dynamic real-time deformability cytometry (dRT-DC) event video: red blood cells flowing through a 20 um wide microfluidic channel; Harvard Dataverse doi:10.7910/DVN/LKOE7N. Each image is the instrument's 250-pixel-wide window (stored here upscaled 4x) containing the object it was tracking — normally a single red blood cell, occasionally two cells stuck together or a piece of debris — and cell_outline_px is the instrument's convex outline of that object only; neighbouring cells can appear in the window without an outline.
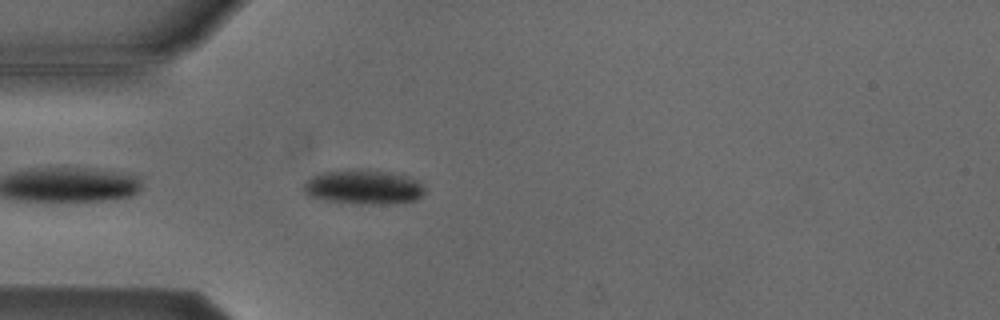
{"species": "Egyptian fruit bat (a non-hibernating species)", "species_latin": "Rousettus aegyptiacus", "temperature_condition": "cold", "stored_images_in_passage": 41, "camera_frame_rate_fps": 3000, "um_per_image_px": 0.085, "animal": {"sex": "male"}, "frame": {"image": 1, "passage_image": 3, "time_ms": 0.667, "image_size_px": [1000, 320], "cell_outline_px": [[424, 192], [416, 200], [392, 204], [360, 204], [324, 200], [308, 196], [304, 192], [304, 184], [312, 176], [320, 172], [356, 168], [388, 172], [408, 176], [416, 180], [424, 188]], "centroid_in_image_um": [30.87, 15.89], "position_along_channel_um": 54.1, "area_um2": 24.51}}
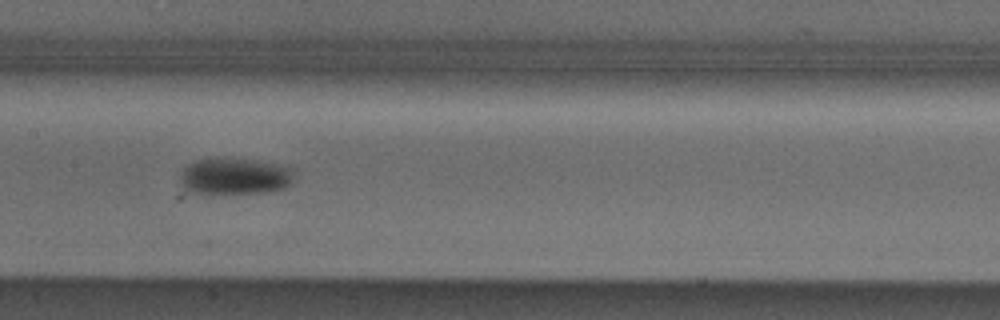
{"frame": {"image": 2, "passage_image": 14, "time_ms": 4.333, "image_size_px": [1000, 320], "cell_outline_px": [[292, 180], [284, 188], [268, 192], [204, 196], [200, 196], [184, 188], [180, 184], [180, 176], [184, 168], [188, 164], [196, 160], [256, 160], [292, 168]], "centroid_in_image_um": [19.88, 15.06], "position_along_channel_um": 187.5, "area_um2": 24.39}}
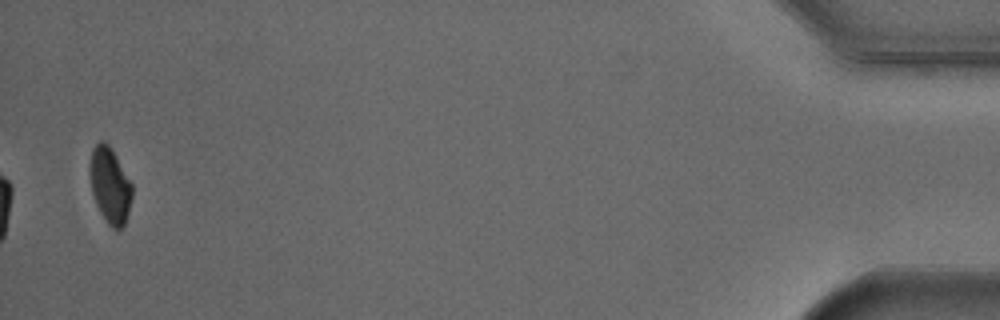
{"frame": {"image": 3, "passage_image": 40, "time_ms": 13.0, "image_size_px": [1000, 320], "cell_outline_px": [[132, 196], [128, 212], [124, 224], [120, 228], [112, 228], [108, 224], [100, 212], [96, 204], [92, 192], [88, 172], [88, 164], [92, 148], [100, 140], [104, 140], [108, 144], [132, 184]], "centroid_in_image_um": [9.3, 15.72], "position_along_channel_um": 425.9, "area_um2": 18.61}, "authors_computed_cell_mechanics": {"area_um2": 23.4668, "velocity_mm_per_s": 3.826, "shape_relaxation_time_tau1_ms": 3.2747, "shape_relaxation_time_tau2_ms": null, "deformation_change_tau1": 0.0918, "deformation_change_tau2": null}}